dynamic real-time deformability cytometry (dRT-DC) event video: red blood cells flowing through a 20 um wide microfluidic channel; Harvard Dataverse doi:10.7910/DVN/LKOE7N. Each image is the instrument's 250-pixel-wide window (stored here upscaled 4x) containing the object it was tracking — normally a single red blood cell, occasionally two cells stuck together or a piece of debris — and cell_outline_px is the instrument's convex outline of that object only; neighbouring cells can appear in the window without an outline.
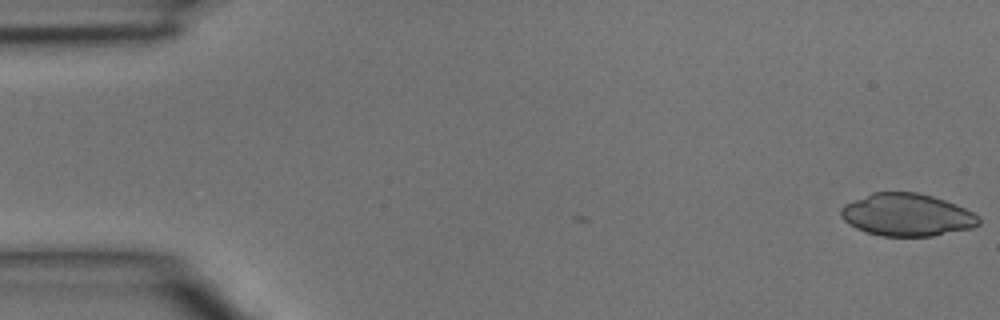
{"species": "common noctule bat (a hibernating species)", "species_latin": "Nyctalus noctula", "temperature_condition": "room temperature", "stored_images_in_passage": 3, "camera_frame_rate_fps": 3000, "um_per_image_px": 0.085, "animal": {"sex": "male", "body_mass_g": 15.6}, "frame": {"image": 1, "passage_image": 1, "time_ms": 0.0, "image_size_px": [1000, 320], "cell_outline_px": [[980, 224], [972, 228], [932, 236], [880, 236], [864, 232], [848, 224], [840, 216], [840, 208], [844, 204], [872, 192], [916, 192], [932, 196], [956, 204], [980, 216]], "centroid_in_image_um": [77.06, 18.27], "position_along_channel_um": 7.9, "area_um2": 34.33}}